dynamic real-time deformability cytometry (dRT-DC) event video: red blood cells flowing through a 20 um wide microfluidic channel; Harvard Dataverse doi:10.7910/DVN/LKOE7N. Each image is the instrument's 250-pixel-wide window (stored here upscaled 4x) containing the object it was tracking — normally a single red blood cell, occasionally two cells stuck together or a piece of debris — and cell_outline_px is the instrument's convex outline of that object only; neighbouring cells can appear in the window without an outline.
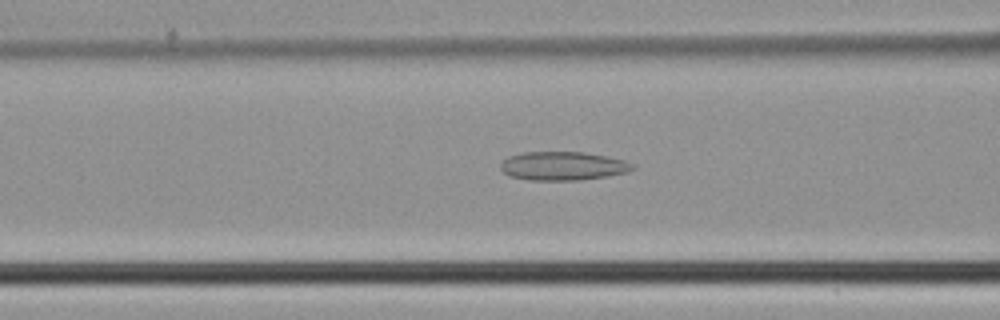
{"species": "common noctule bat (a hibernating species)", "species_latin": "Nyctalus noctula", "temperature_condition": "cold", "stored_images_in_passage": 47, "camera_frame_rate_fps": 3000, "um_per_image_px": 0.085, "animal": {"sex": "male", "body_mass_g": 21.5, "forearm_length_mm": 52.0}, "frame": {"image": 1, "passage_image": 19, "time_ms": 6.0, "image_size_px": [1000, 320], "cell_outline_px": [[636, 168], [628, 172], [608, 176], [580, 180], [532, 180], [508, 176], [500, 168], [500, 164], [508, 156], [520, 152], [584, 152], [624, 160], [632, 164]], "centroid_in_image_um": [47.83, 14.11], "position_along_channel_um": 118.8, "area_um2": 22.08}}
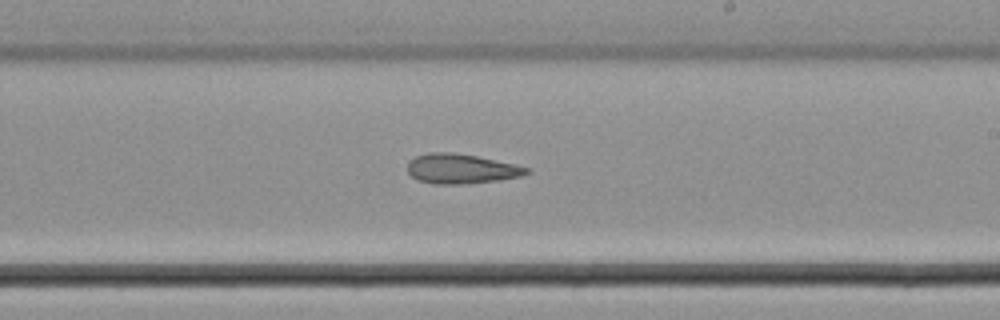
{"frame": {"image": 2, "passage_image": 28, "time_ms": 9.0, "image_size_px": [1000, 320], "cell_outline_px": [[532, 172], [520, 176], [500, 180], [460, 184], [432, 184], [416, 180], [408, 172], [408, 160], [416, 156], [428, 152], [452, 152], [476, 156], [516, 164], [532, 168]], "centroid_in_image_um": [39.21, 14.34], "position_along_channel_um": 249.8, "area_um2": 20.87}}
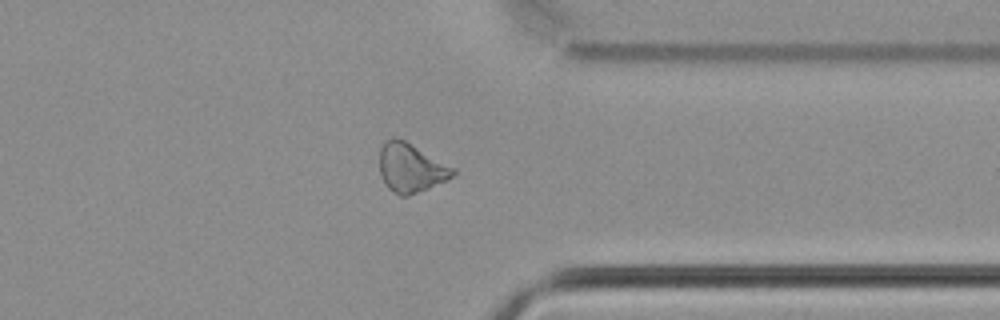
{"frame": {"image": 3, "passage_image": 37, "time_ms": 12.0, "image_size_px": [1000, 320], "cell_outline_px": [[456, 172], [448, 180], [408, 196], [400, 196], [388, 188], [384, 184], [380, 176], [380, 148], [384, 140], [392, 136], [396, 136], [404, 140], [456, 168]], "centroid_in_image_um": [34.9, 14.25], "position_along_channel_um": 376.5, "area_um2": 21.15}}